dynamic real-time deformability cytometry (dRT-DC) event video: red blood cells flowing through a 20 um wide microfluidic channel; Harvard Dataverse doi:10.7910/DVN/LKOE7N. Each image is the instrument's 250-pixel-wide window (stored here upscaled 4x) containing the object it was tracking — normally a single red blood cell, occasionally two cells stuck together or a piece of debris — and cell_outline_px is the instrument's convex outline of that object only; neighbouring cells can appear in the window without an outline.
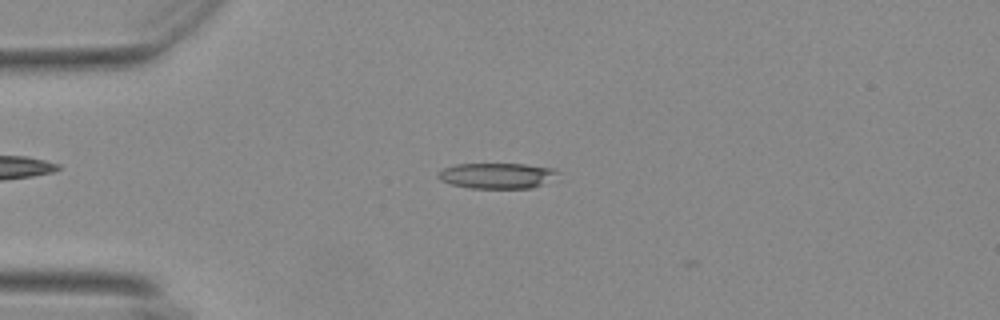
{"species": "Egyptian fruit bat (a non-hibernating species)", "species_latin": "Rousettus aegyptiacus", "temperature_condition": "warm", "stored_images_in_passage": 51, "camera_frame_rate_fps": 3000, "um_per_image_px": 0.085, "animal": {"sex": "female"}, "frame": {"image": 1, "passage_image": 10, "time_ms": 3.0, "image_size_px": [1000, 320], "cell_outline_px": [[560, 172], [540, 184], [532, 188], [472, 188], [452, 184], [440, 180], [436, 176], [444, 168], [456, 164], [524, 164], [552, 168]], "centroid_in_image_um": [42.19, 14.92], "position_along_channel_um": 42.8, "area_um2": 17.46}}
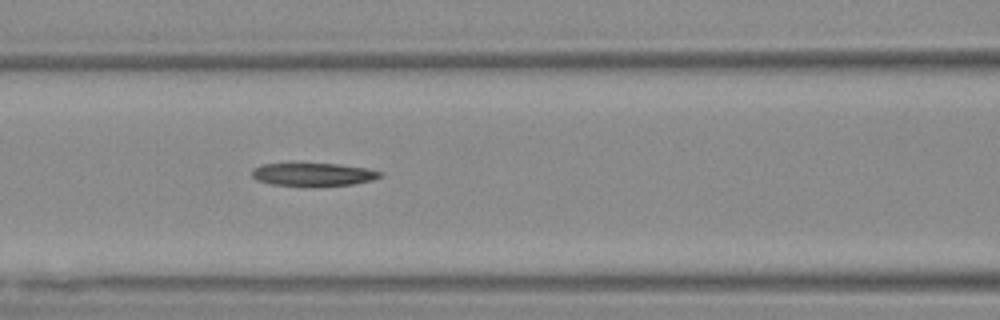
{"frame": {"image": 2, "passage_image": 20, "time_ms": 6.333, "image_size_px": [1000, 320], "cell_outline_px": [[384, 176], [372, 180], [352, 184], [312, 188], [308, 188], [272, 184], [256, 180], [252, 176], [252, 168], [264, 164], [336, 164], [368, 168], [384, 172]], "centroid_in_image_um": [26.66, 14.86], "position_along_channel_um": 139.9, "area_um2": 17.74}}
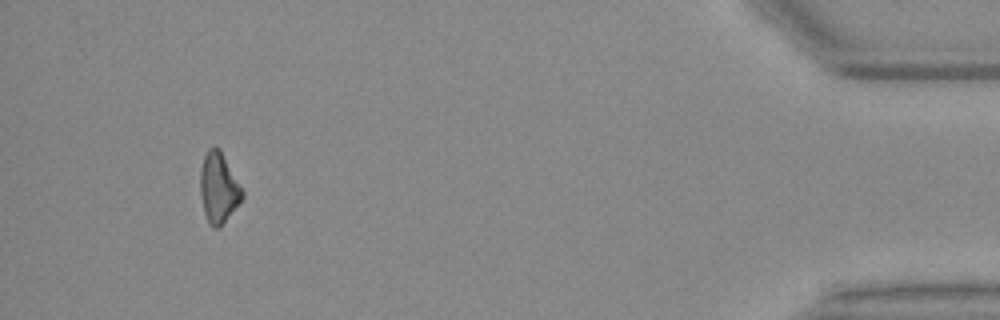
{"frame": {"image": 3, "passage_image": 48, "time_ms": 15.667, "image_size_px": [1000, 320], "cell_outline_px": [[244, 196], [220, 228], [212, 228], [208, 224], [204, 212], [200, 192], [200, 168], [204, 156], [208, 148], [216, 144], [220, 148], [244, 192]], "centroid_in_image_um": [18.56, 15.95], "position_along_channel_um": 416.6, "area_um2": 17.4}}